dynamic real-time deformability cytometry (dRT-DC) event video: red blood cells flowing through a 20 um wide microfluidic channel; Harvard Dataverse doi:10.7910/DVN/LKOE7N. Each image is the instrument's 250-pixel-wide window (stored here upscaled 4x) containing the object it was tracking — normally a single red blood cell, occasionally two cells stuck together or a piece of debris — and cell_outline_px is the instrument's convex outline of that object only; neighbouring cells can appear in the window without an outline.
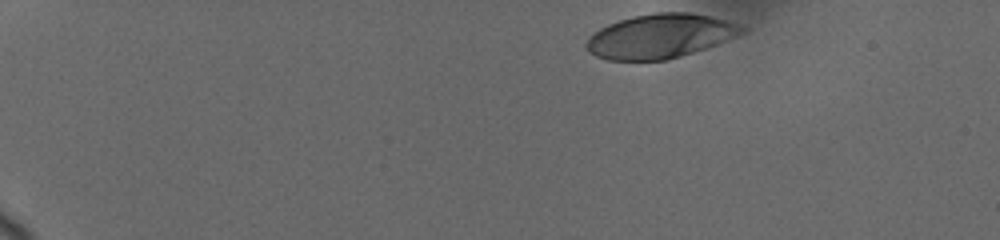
{"species": "human", "species_latin": "Homo sapiens", "temperature_condition": "cold", "stored_images_in_passage": 10, "camera_frame_rate_fps": 3000, "um_per_image_px": 0.085, "donor": {"sex": "female"}, "frame": {"image": 1, "passage_image": 1, "time_ms": 0.0, "image_size_px": [1000, 240], "cell_outline_px": [[748, 28], [744, 32], [736, 36], [716, 44], [668, 60], [608, 60], [596, 56], [584, 48], [584, 44], [588, 36], [600, 28], [608, 24], [632, 16], [656, 12], [688, 12], [708, 16], [724, 20]], "centroid_in_image_um": [56.05, 3.07], "position_along_channel_um": 29.0, "area_um2": 39.82}}
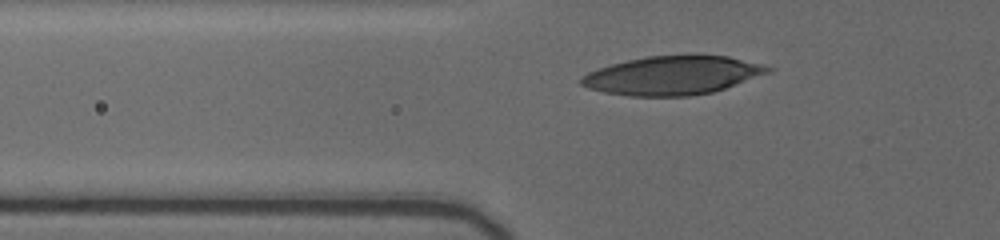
{"frame": {"image": 2, "passage_image": 7, "time_ms": 4.0, "image_size_px": [1000, 240], "cell_outline_px": [[772, 72], [712, 92], [688, 96], [632, 96], [604, 92], [588, 88], [580, 84], [580, 76], [588, 72], [612, 64], [628, 60], [648, 56], [688, 52], [696, 52], [728, 56], [760, 64], [772, 68]], "centroid_in_image_um": [57.18, 6.37], "position_along_channel_um": 68.6, "area_um2": 42.77}}
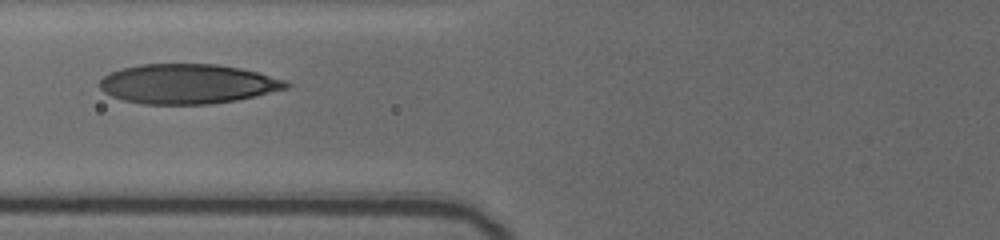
{"frame": {"image": 3, "passage_image": 9, "time_ms": 5.333, "image_size_px": [1000, 240], "cell_outline_px": [[292, 84], [288, 88], [236, 100], [208, 104], [144, 104], [124, 100], [112, 96], [104, 92], [100, 88], [100, 80], [104, 76], [120, 68], [140, 64], [216, 64], [240, 68], [288, 80]], "centroid_in_image_um": [15.96, 7.12], "position_along_channel_um": 109.8, "area_um2": 43.06}}